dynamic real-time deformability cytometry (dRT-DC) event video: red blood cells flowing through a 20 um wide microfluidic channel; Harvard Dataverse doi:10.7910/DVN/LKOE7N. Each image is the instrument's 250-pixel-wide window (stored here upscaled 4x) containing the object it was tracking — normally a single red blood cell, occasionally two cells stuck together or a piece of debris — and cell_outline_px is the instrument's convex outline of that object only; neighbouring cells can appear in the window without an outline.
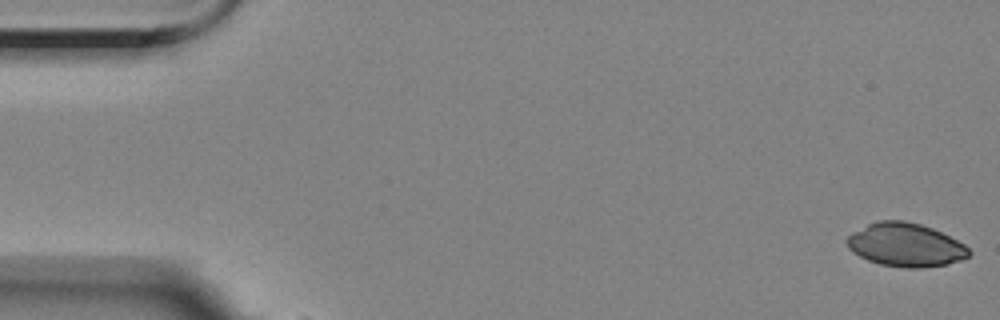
{"species": "Egyptian fruit bat (a non-hibernating species)", "species_latin": "Rousettus aegyptiacus", "temperature_condition": "room temperature", "stored_images_in_passage": 6, "camera_frame_rate_fps": 3000, "um_per_image_px": 0.085, "animal": {"sex": "female"}, "frame": {"image": 1, "passage_image": 1, "time_ms": 0.0, "image_size_px": [1000, 320], "cell_outline_px": [[972, 252], [968, 256], [960, 260], [948, 264], [920, 268], [908, 268], [880, 264], [868, 260], [852, 252], [848, 248], [844, 240], [852, 232], [876, 220], [904, 220], [920, 224], [932, 228], [964, 244]], "centroid_in_image_um": [76.94, 20.81], "position_along_channel_um": 8.1, "area_um2": 30.92}}
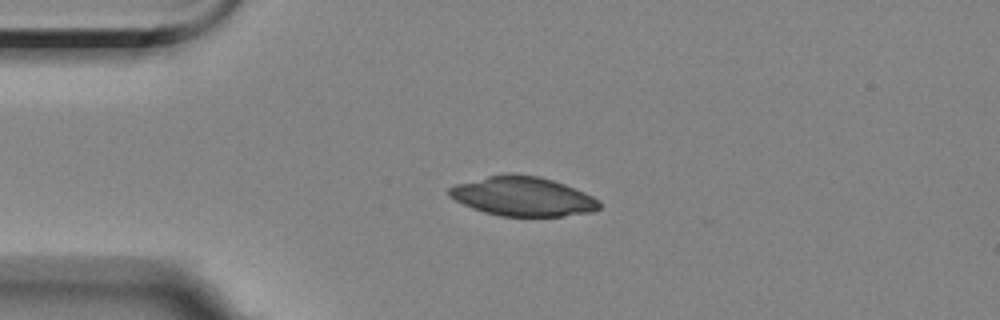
{"frame": {"image": 2, "passage_image": 4, "time_ms": 4.0, "image_size_px": [1000, 320], "cell_outline_px": [[600, 208], [592, 212], [564, 216], [500, 216], [484, 212], [472, 208], [448, 196], [448, 188], [456, 184], [488, 176], [540, 176], [564, 184], [584, 192], [592, 196], [600, 204]], "centroid_in_image_um": [44.44, 16.73], "position_along_channel_um": 40.6, "area_um2": 33.64}}